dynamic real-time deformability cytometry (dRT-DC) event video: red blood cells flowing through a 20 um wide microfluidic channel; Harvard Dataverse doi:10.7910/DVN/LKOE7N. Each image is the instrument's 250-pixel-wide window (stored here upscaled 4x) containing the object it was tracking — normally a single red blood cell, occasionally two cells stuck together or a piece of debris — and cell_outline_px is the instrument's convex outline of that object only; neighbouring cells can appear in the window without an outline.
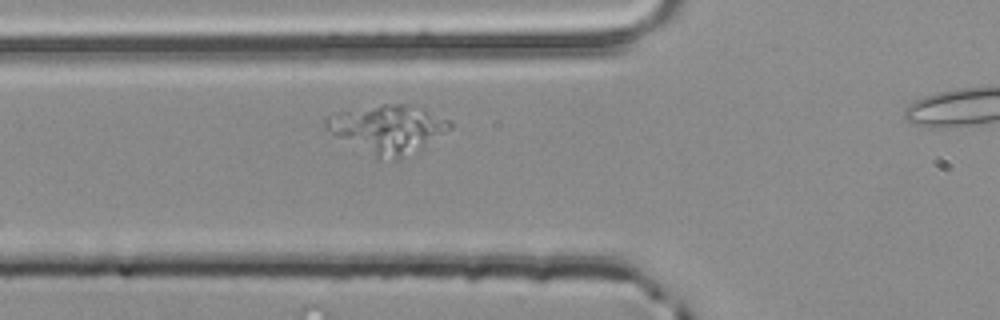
{"species": "common noctule bat (a hibernating species)", "species_latin": "Nyctalus noctula", "temperature_condition": "room temperature", "stored_images_in_passage": 36, "camera_frame_rate_fps": 3000, "um_per_image_px": 0.085, "animal": {"sex": "male", "body_mass_g": 20.4}, "frame": {"image": 1, "passage_image": 11, "time_ms": 3.333, "image_size_px": [1000, 320], "cell_outline_px": [[452, 128], [420, 148], [400, 160], [376, 160], [336, 136], [324, 128], [324, 120], [328, 116], [336, 112], [380, 104], [404, 104], [424, 108], [452, 120]], "centroid_in_image_um": [32.95, 10.98], "position_along_channel_um": 92.9, "area_um2": 35.37}}
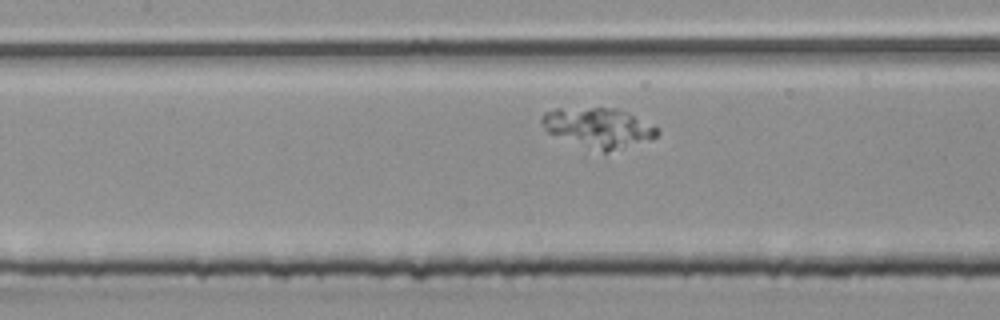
{"frame": {"image": 2, "passage_image": 16, "time_ms": 5.0, "image_size_px": [1000, 320], "cell_outline_px": [[660, 132], [652, 140], [608, 152], [592, 152], [548, 132], [544, 128], [540, 120], [540, 116], [544, 112], [556, 108], [616, 108], [660, 128]], "centroid_in_image_um": [50.85, 10.88], "position_along_channel_um": 156.6, "area_um2": 27.17}}